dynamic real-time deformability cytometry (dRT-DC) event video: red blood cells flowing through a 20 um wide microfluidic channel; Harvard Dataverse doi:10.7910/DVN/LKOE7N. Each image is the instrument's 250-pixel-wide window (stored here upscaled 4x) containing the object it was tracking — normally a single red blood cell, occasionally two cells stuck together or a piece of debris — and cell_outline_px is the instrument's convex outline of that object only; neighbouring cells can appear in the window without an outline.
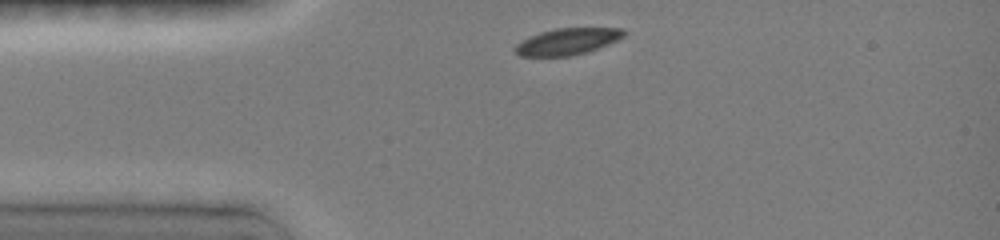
{"species": "common noctule bat (a hibernating species)", "species_latin": "Nyctalus noctula", "temperature_condition": "room temperature", "stored_images_in_passage": 18, "camera_frame_rate_fps": 3000, "um_per_image_px": 0.085, "animal": {"sex": "female", "body_mass_g": 19.0, "forearm_length_mm": 51.5}, "frame": {"image": 1, "passage_image": 1, "time_ms": 0.0, "image_size_px": [1000, 240], "cell_outline_px": [[624, 36], [608, 44], [584, 52], [568, 56], [520, 56], [516, 52], [516, 44], [520, 40], [540, 32], [556, 28], [624, 28]], "centroid_in_image_um": [48.2, 3.51], "position_along_channel_um": 36.8, "area_um2": 16.53}}
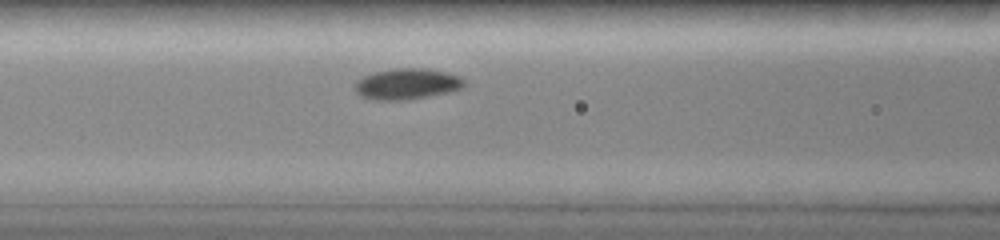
{"frame": {"image": 2, "passage_image": 7, "time_ms": 3.0, "image_size_px": [1000, 240], "cell_outline_px": [[464, 84], [460, 88], [448, 92], [404, 100], [376, 100], [364, 96], [356, 92], [356, 84], [364, 76], [376, 72], [392, 68], [428, 68], [448, 72], [460, 76], [464, 80]], "centroid_in_image_um": [34.63, 7.11], "position_along_channel_um": 132.0, "area_um2": 19.36}}
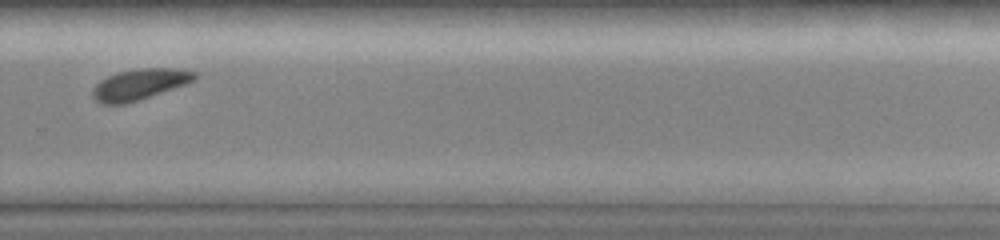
{"frame": {"image": 3, "passage_image": 16, "time_ms": 7.667, "image_size_px": [1000, 240], "cell_outline_px": [[196, 80], [124, 104], [100, 104], [96, 100], [92, 92], [96, 84], [100, 80], [108, 76], [120, 72], [140, 68], [180, 68], [196, 72]], "centroid_in_image_um": [11.86, 7.15], "position_along_channel_um": 317.9, "area_um2": 17.92}}